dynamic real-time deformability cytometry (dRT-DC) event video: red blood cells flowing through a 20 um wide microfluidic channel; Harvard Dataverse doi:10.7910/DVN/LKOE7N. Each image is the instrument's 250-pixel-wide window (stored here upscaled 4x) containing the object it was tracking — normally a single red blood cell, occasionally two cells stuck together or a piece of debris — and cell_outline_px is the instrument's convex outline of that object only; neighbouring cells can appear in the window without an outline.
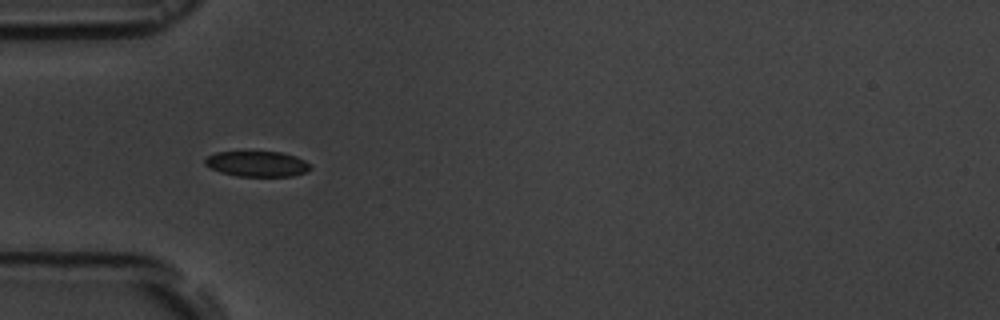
{"species": "common noctule bat (a hibernating species)", "species_latin": "Nyctalus noctula", "temperature_condition": "room temperature", "stored_images_in_passage": 12, "camera_frame_rate_fps": 3000, "um_per_image_px": 0.085, "animal": {"sex": "male", "body_mass_g": 19.5, "forearm_length_mm": 54.6}, "frame": {"image": 1, "passage_image": 1, "time_ms": 0.0, "image_size_px": [1000, 320], "cell_outline_px": [[312, 168], [308, 172], [292, 176], [236, 176], [220, 172], [204, 164], [204, 156], [216, 152], [280, 152], [296, 156], [304, 160]], "centroid_in_image_um": [21.84, 13.93], "position_along_channel_um": 63.2, "area_um2": 15.72}}
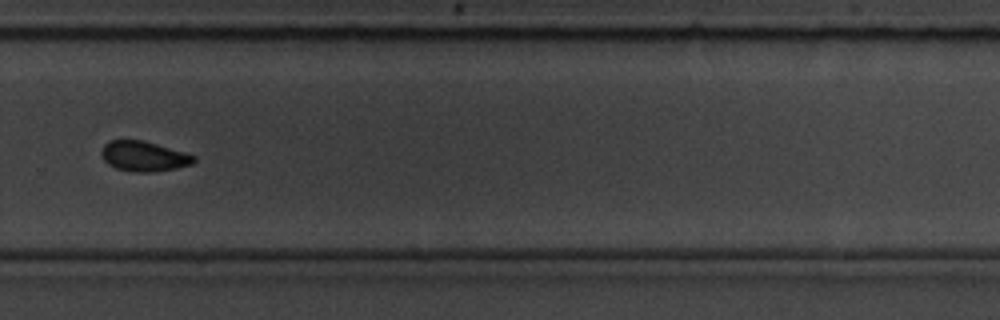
{"frame": {"image": 2, "passage_image": 7, "time_ms": 7.0, "image_size_px": [1000, 320], "cell_outline_px": [[196, 160], [192, 164], [176, 168], [152, 172], [132, 172], [116, 168], [108, 164], [104, 160], [100, 152], [104, 144], [108, 140], [144, 140], [184, 152], [196, 156]], "centroid_in_image_um": [12.21, 13.28], "position_along_channel_um": 317.6, "area_um2": 16.3}}
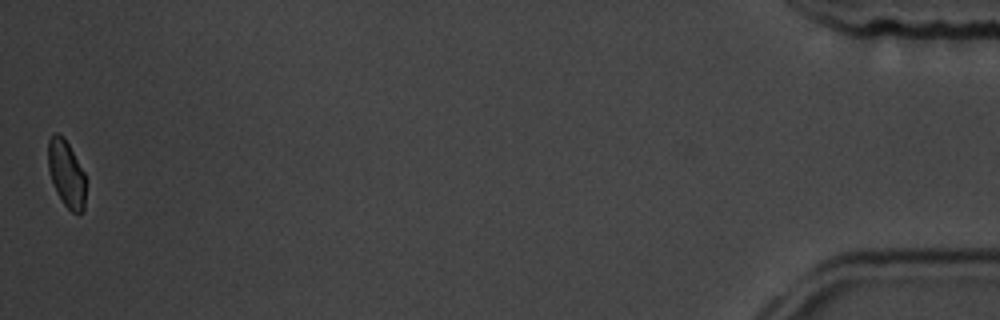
{"frame": {"image": 3, "passage_image": 12, "time_ms": 12.667, "image_size_px": [1000, 320], "cell_outline_px": [[84, 208], [80, 212], [72, 212], [64, 204], [56, 192], [48, 168], [48, 140], [56, 132], [64, 136], [84, 172]], "centroid_in_image_um": [5.62, 14.72], "position_along_channel_um": 429.6, "area_um2": 14.33}, "authors_computed_cell_mechanics": {"area_um2": 16.3574, "velocity_mm_per_s": 3.6565, "shape_relaxation_time_tau1_ms": 2.62, "shape_relaxation_time_tau2_ms": null, "deformation_change_tau1": 0.0588, "deformation_change_tau2": null}}